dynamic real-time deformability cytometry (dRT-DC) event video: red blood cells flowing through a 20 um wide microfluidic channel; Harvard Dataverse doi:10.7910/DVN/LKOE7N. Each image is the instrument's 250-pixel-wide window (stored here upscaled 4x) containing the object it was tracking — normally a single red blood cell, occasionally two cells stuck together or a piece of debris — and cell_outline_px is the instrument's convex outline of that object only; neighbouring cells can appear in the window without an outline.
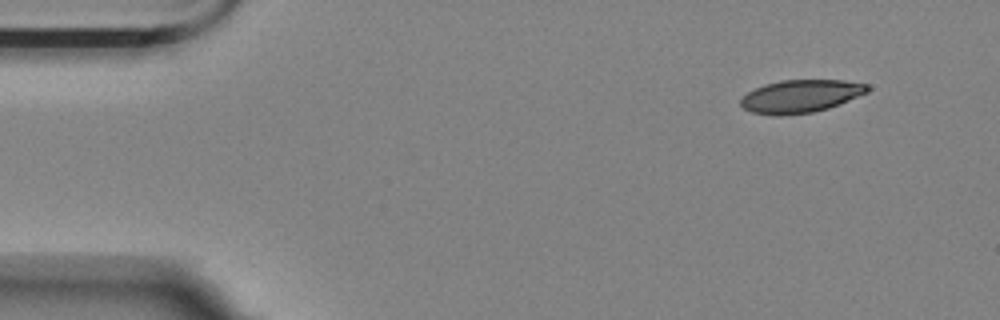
{"species": "Egyptian fruit bat (a non-hibernating species)", "species_latin": "Rousettus aegyptiacus", "temperature_condition": "room temperature", "stored_images_in_passage": 52, "camera_frame_rate_fps": 3000, "um_per_image_px": 0.085, "animal": {"sex": "female"}, "frame": {"image": 1, "passage_image": 1, "time_ms": 0.0, "image_size_px": [1000, 320], "cell_outline_px": [[872, 88], [868, 92], [840, 104], [828, 108], [812, 112], [780, 116], [772, 116], [752, 112], [744, 108], [740, 104], [740, 100], [748, 92], [764, 84], [780, 80], [844, 80], [868, 84]], "centroid_in_image_um": [68.07, 8.18], "position_along_channel_um": 16.9, "area_um2": 24.39}}
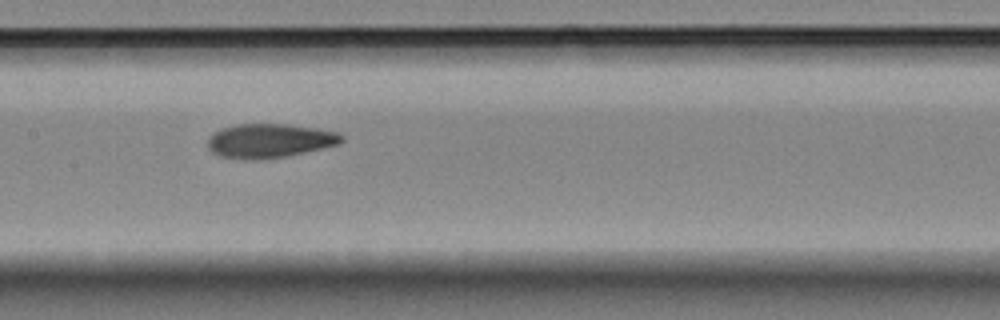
{"frame": {"image": 2, "passage_image": 23, "time_ms": 7.333, "image_size_px": [1000, 320], "cell_outline_px": [[344, 140], [340, 144], [304, 152], [284, 156], [220, 156], [212, 152], [208, 148], [208, 140], [220, 128], [236, 124], [288, 124], [316, 128], [340, 132], [344, 136]], "centroid_in_image_um": [23.0, 11.9], "position_along_channel_um": 184.4, "area_um2": 25.55}}
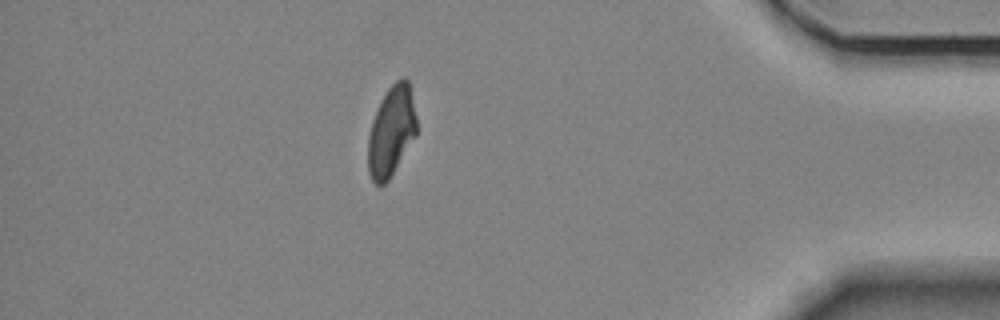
{"frame": {"image": 3, "passage_image": 45, "time_ms": 14.667, "image_size_px": [1000, 320], "cell_outline_px": [[416, 136], [388, 180], [384, 184], [376, 184], [372, 180], [368, 172], [368, 136], [372, 120], [380, 100], [388, 88], [400, 76], [404, 76], [408, 80], [416, 116]], "centroid_in_image_um": [33.25, 11.13], "position_along_channel_um": 401.9, "area_um2": 25.49}, "authors_computed_cell_mechanics": {"area_um2": 26.2701, "velocity_mm_per_s": 3.531, "shape_relaxation_time_tau1_ms": 8.769, "shape_relaxation_time_tau2_ms": 2.4273, "deformation_change_tau1": 0.2194, "deformation_change_tau2": 0.0877}}